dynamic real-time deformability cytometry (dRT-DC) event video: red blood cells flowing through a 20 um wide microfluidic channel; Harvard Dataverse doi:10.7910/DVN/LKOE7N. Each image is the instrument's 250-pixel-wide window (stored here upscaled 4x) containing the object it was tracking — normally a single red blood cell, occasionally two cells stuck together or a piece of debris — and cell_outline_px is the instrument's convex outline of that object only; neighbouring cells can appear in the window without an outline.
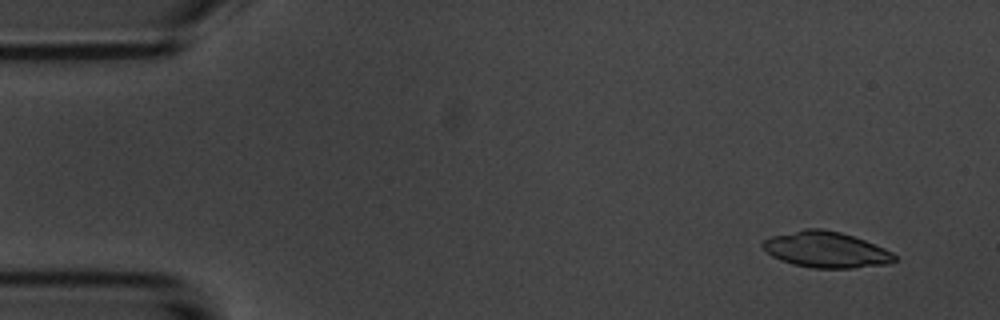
{"species": "common noctule bat (a hibernating species)", "species_latin": "Nyctalus noctula", "temperature_condition": "room temperature", "stored_images_in_passage": 4, "camera_frame_rate_fps": 3000, "um_per_image_px": 0.085, "animal": {"sex": "male", "body_mass_g": 20.1, "forearm_length_mm": 53.5}, "frame": {"image": 1, "passage_image": 1, "time_ms": 0.0, "image_size_px": [1000, 320], "cell_outline_px": [[896, 260], [888, 264], [852, 268], [812, 268], [792, 264], [772, 256], [760, 244], [764, 240], [772, 236], [804, 228], [820, 228], [840, 232], [864, 240], [884, 248], [892, 252], [896, 256]], "centroid_in_image_um": [70.21, 21.22], "position_along_channel_um": 14.8, "area_um2": 27.51}}
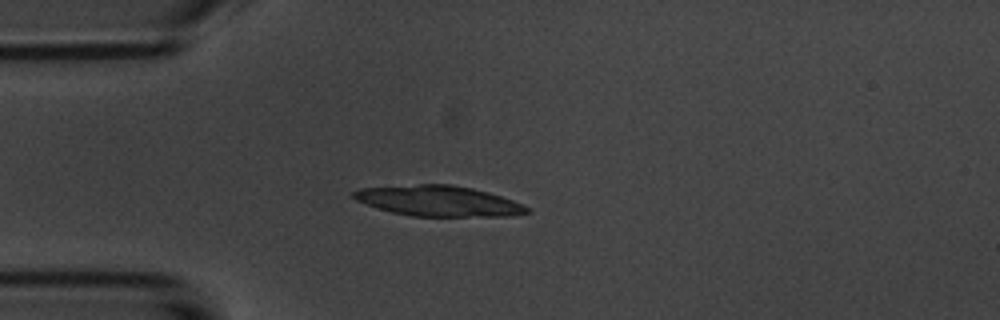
{"frame": {"image": 2, "passage_image": 4, "time_ms": 3.333, "image_size_px": [1000, 320], "cell_outline_px": [[532, 212], [512, 216], [412, 216], [392, 212], [376, 208], [356, 200], [352, 196], [352, 192], [360, 188], [420, 184], [452, 184], [472, 188], [488, 192], [512, 200], [528, 208]], "centroid_in_image_um": [37.26, 17.08], "position_along_channel_um": 47.7, "area_um2": 30.75}}